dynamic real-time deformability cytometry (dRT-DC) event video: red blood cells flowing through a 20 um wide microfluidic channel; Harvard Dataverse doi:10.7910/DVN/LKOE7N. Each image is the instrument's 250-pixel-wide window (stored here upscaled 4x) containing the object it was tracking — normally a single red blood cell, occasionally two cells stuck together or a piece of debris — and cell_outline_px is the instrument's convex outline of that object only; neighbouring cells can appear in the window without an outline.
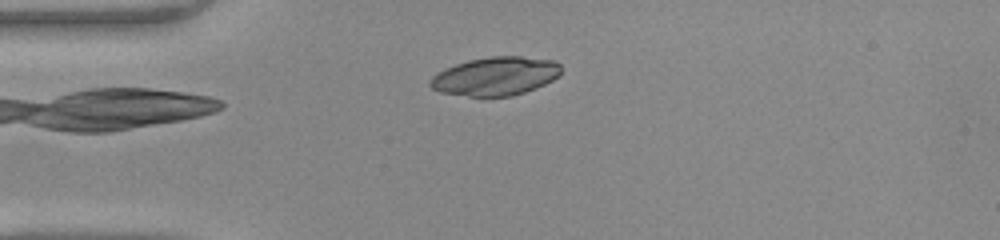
{"species": "common noctule bat (a hibernating species)", "species_latin": "Nyctalus noctula", "temperature_condition": "warm", "stored_images_in_passage": 11, "segment_of_instrument_passage": [1, 2], "camera_frame_rate_fps": 3000, "um_per_image_px": 0.085, "animal": {"sex": "female", "body_mass_g": 22.0, "forearm_length_mm": 56.7}, "frame": {"image": 1, "passage_image": 1, "time_ms": 0.0, "image_size_px": [1000, 240], "cell_outline_px": [[204, 112], [188, 116], [168, 120], [116, 128], [60, 128], [64, 112], [88, 92], [124, 88], [172, 92], [196, 96]], "centroid_in_image_um": [10.91, 9.22], "position_along_channel_um": 74.1, "area_um2": 30.52}}